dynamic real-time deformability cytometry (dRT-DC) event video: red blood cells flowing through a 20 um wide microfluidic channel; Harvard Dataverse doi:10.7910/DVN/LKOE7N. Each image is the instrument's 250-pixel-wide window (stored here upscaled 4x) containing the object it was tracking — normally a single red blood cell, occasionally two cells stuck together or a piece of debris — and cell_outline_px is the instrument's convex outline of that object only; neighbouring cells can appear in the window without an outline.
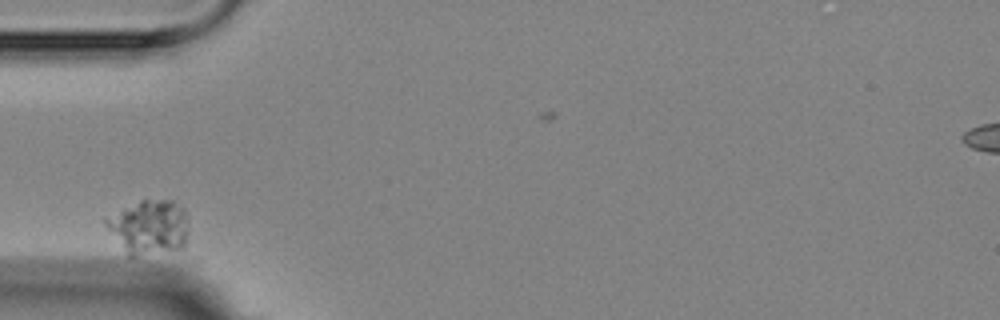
{"species": "Egyptian fruit bat (a non-hibernating species)", "species_latin": "Rousettus aegyptiacus", "temperature_condition": "room temperature", "stored_images_in_passage": 2, "camera_frame_rate_fps": 3000, "um_per_image_px": 0.085, "animal": {"sex": "female"}, "frame": {"image": 1, "passage_image": 1, "time_ms": 0.0, "image_size_px": [1000, 320], "cell_outline_px": [[188, 232], [184, 244], [180, 248], [136, 256], [128, 256], [104, 224], [104, 220], [140, 200], [172, 200], [180, 204], [184, 208], [188, 216]], "centroid_in_image_um": [12.71, 19.29], "position_along_channel_um": 72.3, "area_um2": 25.89}}